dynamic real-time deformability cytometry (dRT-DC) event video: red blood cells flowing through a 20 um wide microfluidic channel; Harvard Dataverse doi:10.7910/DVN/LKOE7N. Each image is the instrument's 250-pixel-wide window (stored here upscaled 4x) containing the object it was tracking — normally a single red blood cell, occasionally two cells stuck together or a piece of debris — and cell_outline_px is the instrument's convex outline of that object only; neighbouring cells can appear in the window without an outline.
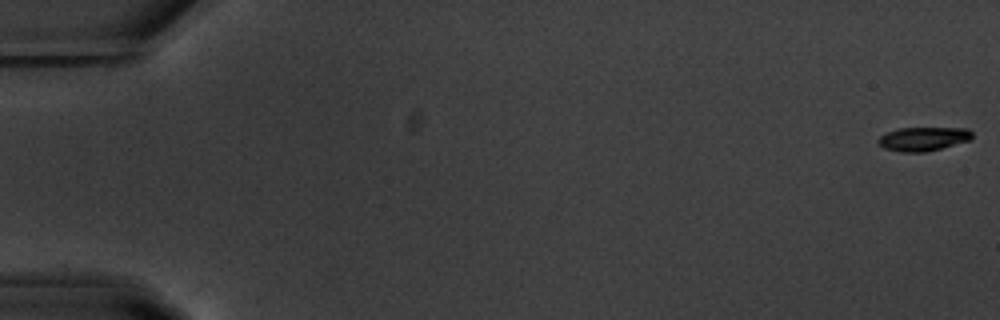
{"species": "common noctule bat (a hibernating species)", "species_latin": "Nyctalus noctula", "temperature_condition": "warm", "stored_images_in_passage": 13, "camera_frame_rate_fps": 3000, "um_per_image_px": 0.085, "animal": {"sex": "male", "body_mass_g": 20.1, "forearm_length_mm": 53.5}, "frame": {"image": 1, "passage_image": 1, "time_ms": 0.0, "image_size_px": [1000, 320], "cell_outline_px": [[972, 140], [928, 152], [900, 152], [884, 148], [876, 140], [880, 136], [888, 132], [900, 128], [968, 128], [972, 132]], "centroid_in_image_um": [78.51, 11.81], "position_along_channel_um": 6.5, "area_um2": 13.18}}